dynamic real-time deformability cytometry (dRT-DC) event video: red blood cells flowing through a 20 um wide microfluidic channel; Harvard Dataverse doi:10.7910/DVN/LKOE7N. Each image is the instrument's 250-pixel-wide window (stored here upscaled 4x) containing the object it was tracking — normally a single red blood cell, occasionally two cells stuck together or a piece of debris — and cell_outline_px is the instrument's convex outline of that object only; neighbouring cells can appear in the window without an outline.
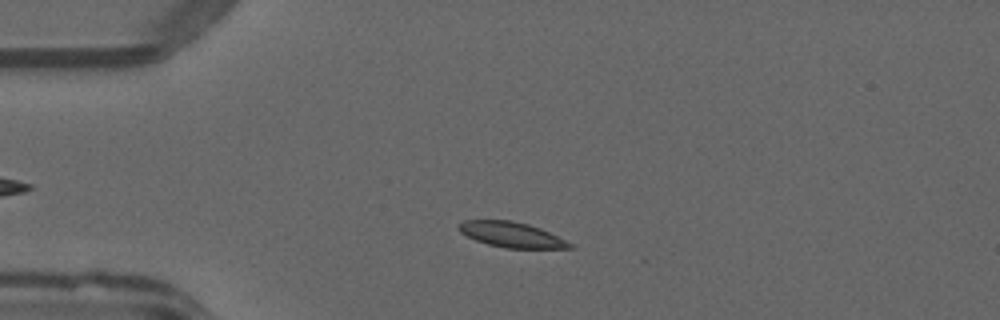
{"species": "common noctule bat (a hibernating species)", "species_latin": "Nyctalus noctula", "temperature_condition": "warm", "stored_images_in_passage": 38, "camera_frame_rate_fps": 3000, "um_per_image_px": 0.085, "animal": {"sex": "male", "forearm_length_mm": 52.5}, "frame": {"image": 1, "passage_image": 8, "time_ms": 2.333, "image_size_px": [1000, 320], "cell_outline_px": [[572, 248], [504, 248], [488, 244], [476, 240], [460, 232], [456, 228], [456, 224], [464, 220], [512, 220], [528, 224], [540, 228], [572, 244]], "centroid_in_image_um": [43.4, 19.93], "position_along_channel_um": 41.6, "area_um2": 16.24}}
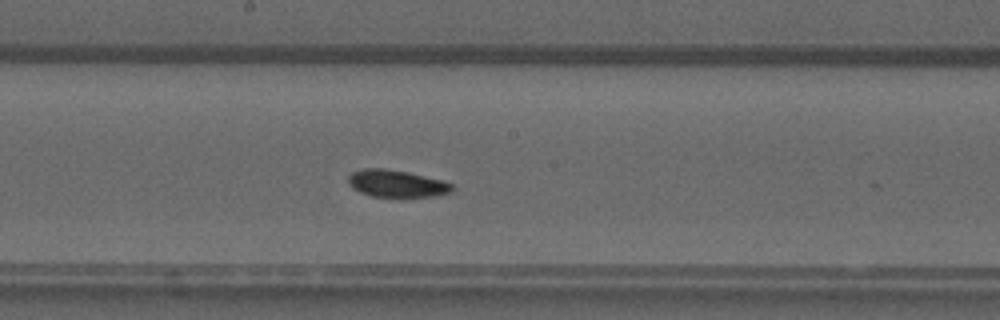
{"frame": {"image": 2, "passage_image": 23, "time_ms": 7.333, "image_size_px": [1000, 320], "cell_outline_px": [[452, 192], [436, 196], [372, 196], [360, 192], [352, 188], [348, 184], [348, 176], [352, 172], [364, 168], [384, 168], [408, 172], [440, 180], [452, 184]], "centroid_in_image_um": [33.67, 15.59], "position_along_channel_um": 214.5, "area_um2": 16.24}}
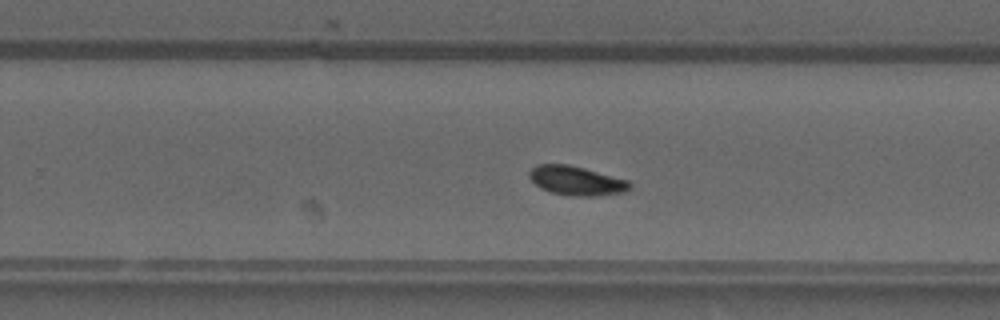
{"frame": {"image": 3, "passage_image": 28, "time_ms": 9.0, "image_size_px": [1000, 320], "cell_outline_px": [[632, 188], [628, 192], [600, 196], [568, 196], [552, 192], [540, 188], [528, 176], [528, 172], [536, 164], [568, 164], [584, 168], [628, 180], [632, 184]], "centroid_in_image_um": [49.03, 15.37], "position_along_channel_um": 280.8, "area_um2": 17.34}, "authors_computed_cell_mechanics": {"area_um2": 16.5308, "velocity_mm_per_s": 4.0086, "shape_relaxation_time_tau1_ms": 3.1565, "shape_relaxation_time_tau2_ms": 6.7039, "deformation_change_tau1": 0.1051, "deformation_change_tau2": 0.077}}